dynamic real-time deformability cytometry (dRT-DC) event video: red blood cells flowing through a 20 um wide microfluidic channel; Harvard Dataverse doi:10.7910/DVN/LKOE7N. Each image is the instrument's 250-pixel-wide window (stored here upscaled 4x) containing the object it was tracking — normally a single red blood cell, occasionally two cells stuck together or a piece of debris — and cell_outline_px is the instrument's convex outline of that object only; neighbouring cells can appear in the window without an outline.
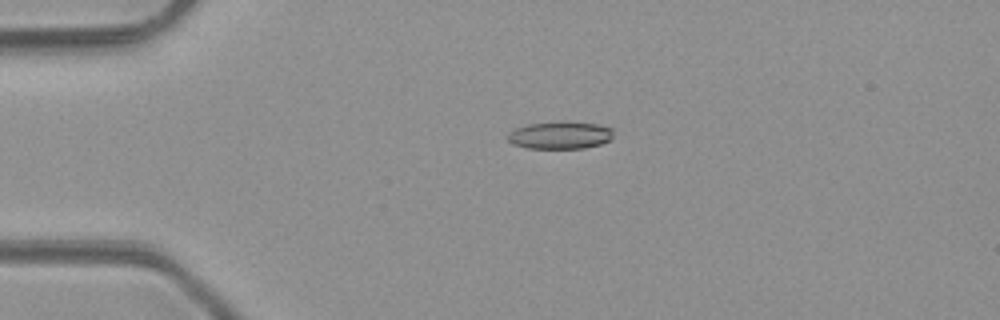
{"species": "common noctule bat (a hibernating species)", "species_latin": "Nyctalus noctula", "temperature_condition": "room temperature", "stored_images_in_passage": 4, "camera_frame_rate_fps": 3000, "um_per_image_px": 0.085, "animal": {"sex": "male", "body_mass_g": 23.1, "forearm_length_mm": 52.7}, "frame": {"image": 1, "passage_image": 3, "time_ms": 3.333, "image_size_px": [1000, 320], "cell_outline_px": [[612, 136], [608, 140], [600, 144], [584, 148], [528, 148], [512, 144], [508, 140], [508, 136], [516, 128], [528, 124], [596, 124], [612, 128]], "centroid_in_image_um": [47.6, 11.54], "position_along_channel_um": 37.4, "area_um2": 15.9}}